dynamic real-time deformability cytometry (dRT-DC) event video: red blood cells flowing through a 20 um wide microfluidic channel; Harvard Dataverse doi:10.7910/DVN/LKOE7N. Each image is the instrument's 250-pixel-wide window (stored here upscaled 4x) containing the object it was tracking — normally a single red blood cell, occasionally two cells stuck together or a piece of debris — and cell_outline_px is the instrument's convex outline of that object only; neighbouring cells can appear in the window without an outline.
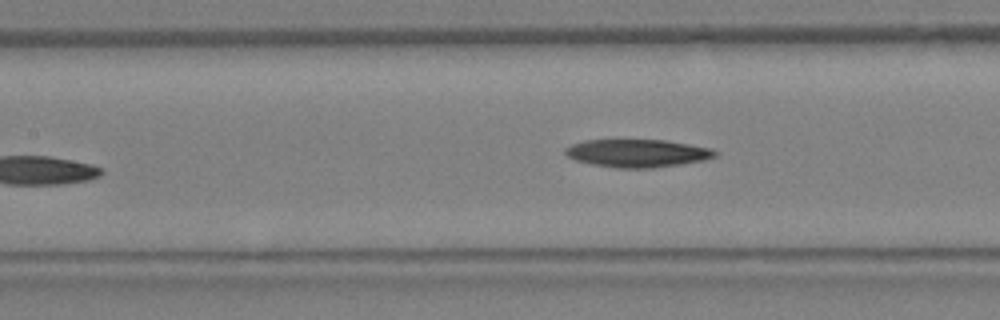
{"species": "Egyptian fruit bat (a non-hibernating species)", "species_latin": "Rousettus aegyptiacus", "temperature_condition": "warm", "stored_images_in_passage": 14, "camera_frame_rate_fps": 3000, "um_per_image_px": 0.085, "animal": {"sex": "female"}, "frame": {"image": 1, "passage_image": 14, "time_ms": 4.333, "image_size_px": [1000, 320], "cell_outline_px": [[720, 152], [716, 156], [704, 160], [680, 164], [652, 168], [616, 168], [592, 164], [576, 160], [568, 156], [564, 152], [564, 148], [572, 144], [584, 140], [664, 140], [712, 148]], "centroid_in_image_um": [54.19, 13.02], "position_along_channel_um": 153.2, "area_um2": 24.33}}